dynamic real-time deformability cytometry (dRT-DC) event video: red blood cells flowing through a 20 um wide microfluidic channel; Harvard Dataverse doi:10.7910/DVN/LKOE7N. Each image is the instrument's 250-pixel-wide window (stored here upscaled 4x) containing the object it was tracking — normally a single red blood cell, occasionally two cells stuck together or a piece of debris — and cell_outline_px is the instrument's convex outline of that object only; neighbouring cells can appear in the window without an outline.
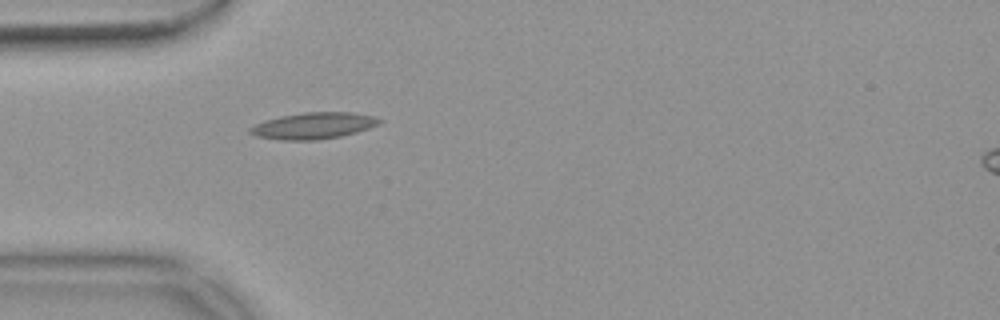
{"species": "common noctule bat (a hibernating species)", "species_latin": "Nyctalus noctula", "temperature_condition": "warm", "stored_images_in_passage": 39, "camera_frame_rate_fps": 3000, "um_per_image_px": 0.085, "animal": {"sex": "female", "body_mass_g": 18.4}, "frame": {"image": 1, "passage_image": 1, "time_ms": 0.0, "image_size_px": [1000, 320], "cell_outline_px": [[384, 120], [380, 124], [356, 132], [340, 136], [316, 140], [280, 140], [256, 136], [248, 132], [248, 128], [264, 120], [280, 116], [304, 112], [352, 112], [372, 116]], "centroid_in_image_um": [26.63, 10.68], "position_along_channel_um": 58.4, "area_um2": 19.94}}
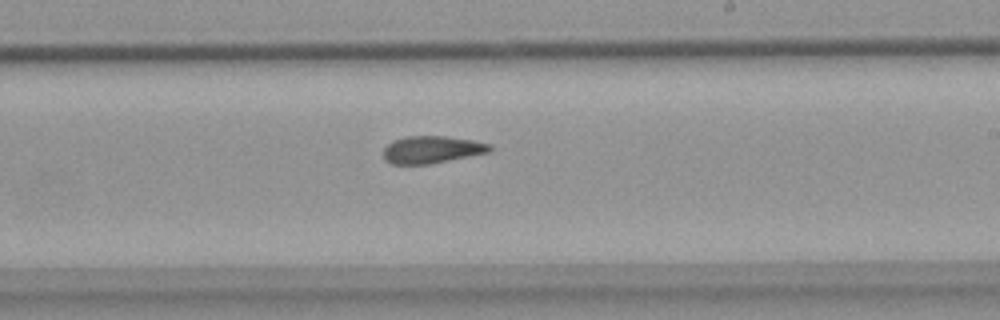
{"frame": {"image": 2, "passage_image": 17, "time_ms": 5.333, "image_size_px": [1000, 320], "cell_outline_px": [[492, 152], [428, 164], [392, 164], [384, 160], [384, 148], [392, 140], [408, 136], [444, 136], [472, 140], [492, 144]], "centroid_in_image_um": [36.73, 12.71], "position_along_channel_um": 252.3, "area_um2": 16.99}}
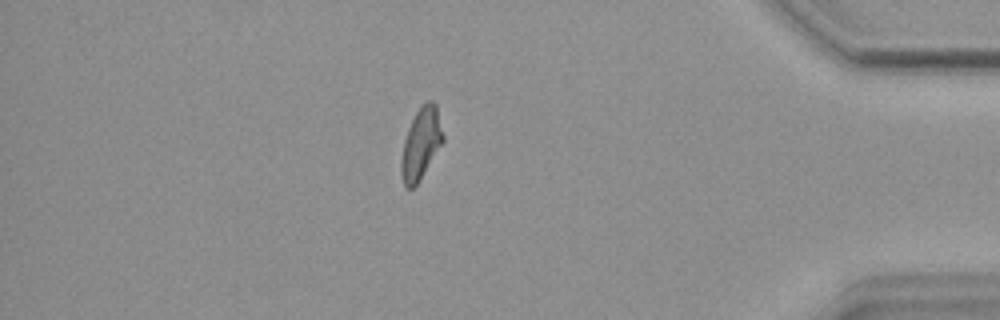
{"frame": {"image": 3, "passage_image": 32, "time_ms": 10.333, "image_size_px": [1000, 320], "cell_outline_px": [[444, 140], [420, 180], [412, 188], [404, 188], [400, 172], [400, 160], [404, 140], [408, 128], [420, 104], [428, 100], [432, 100], [436, 104], [444, 136]], "centroid_in_image_um": [35.77, 12.21], "position_along_channel_um": 399.4, "area_um2": 17.51}, "authors_computed_cell_mechanics": {"area_um2": 17.4556, "velocity_mm_per_s": 3.7158, "shape_relaxation_time_tau1_ms": null, "shape_relaxation_time_tau2_ms": 5.0032, "deformation_change_tau1": null, "deformation_change_tau2": 0.1218}}